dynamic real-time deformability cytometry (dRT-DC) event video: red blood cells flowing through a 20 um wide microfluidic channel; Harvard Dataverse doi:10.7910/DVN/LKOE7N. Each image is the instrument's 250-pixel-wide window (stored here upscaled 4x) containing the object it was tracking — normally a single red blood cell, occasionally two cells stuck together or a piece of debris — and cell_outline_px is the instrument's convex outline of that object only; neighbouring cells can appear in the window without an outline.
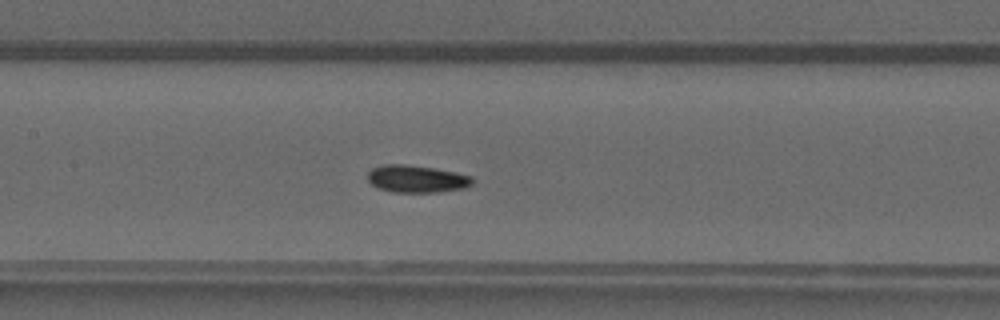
{"species": "common noctule bat (a hibernating species)", "species_latin": "Nyctalus noctula", "temperature_condition": "warm", "stored_images_in_passage": 33, "camera_frame_rate_fps": 3000, "um_per_image_px": 0.085, "animal": {"sex": "male", "forearm_length_mm": 52.5}, "frame": {"image": 1, "passage_image": 15, "time_ms": 4.667, "image_size_px": [1000, 320], "cell_outline_px": [[472, 184], [464, 188], [436, 192], [392, 192], [380, 188], [372, 184], [368, 180], [368, 172], [372, 168], [380, 164], [404, 164], [436, 168], [456, 172], [472, 176]], "centroid_in_image_um": [35.4, 15.19], "position_along_channel_um": 172.0, "area_um2": 16.7}}
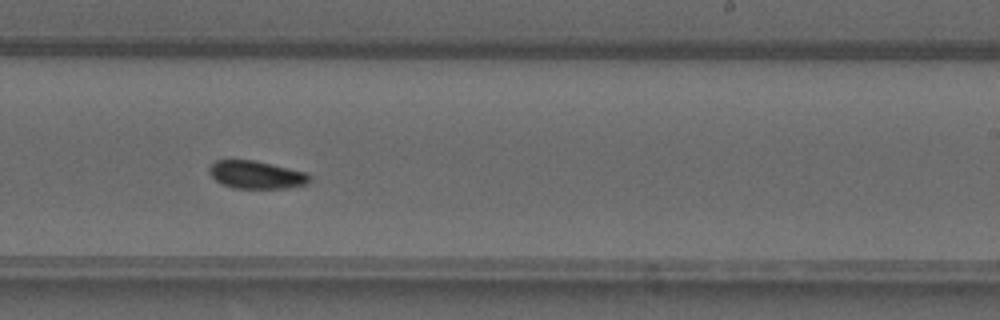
{"frame": {"image": 2, "passage_image": 22, "time_ms": 7.0, "image_size_px": [1000, 320], "cell_outline_px": [[312, 180], [308, 184], [288, 188], [232, 188], [216, 180], [212, 176], [208, 168], [216, 160], [252, 160], [304, 172]], "centroid_in_image_um": [21.78, 14.87], "position_along_channel_um": 267.2, "area_um2": 15.95}}
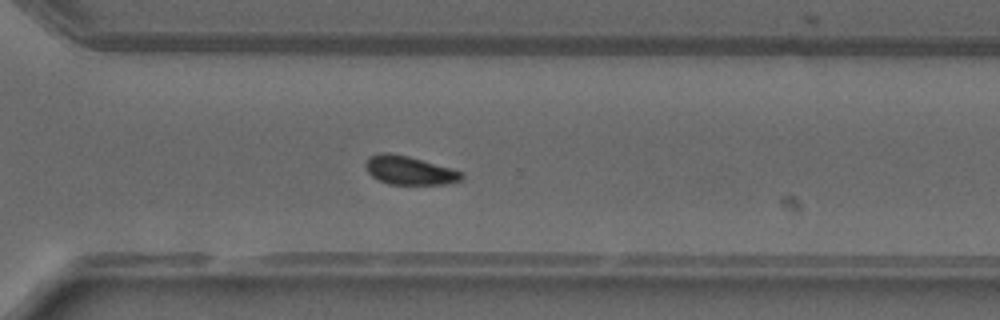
{"frame": {"image": 3, "passage_image": 27, "time_ms": 8.667, "image_size_px": [1000, 320], "cell_outline_px": [[464, 176], [460, 180], [448, 184], [388, 184], [372, 176], [368, 172], [364, 164], [368, 156], [380, 152], [388, 152], [408, 156], [452, 168], [464, 172]], "centroid_in_image_um": [34.79, 14.47], "position_along_channel_um": 335.8, "area_um2": 16.13}, "authors_computed_cell_mechanics": {"area_um2": 16.4152, "velocity_mm_per_s": 4.1048, "shape_relaxation_time_tau1_ms": 3.8896, "shape_relaxation_time_tau2_ms": null, "deformation_change_tau1": 0.092, "deformation_change_tau2": null}}